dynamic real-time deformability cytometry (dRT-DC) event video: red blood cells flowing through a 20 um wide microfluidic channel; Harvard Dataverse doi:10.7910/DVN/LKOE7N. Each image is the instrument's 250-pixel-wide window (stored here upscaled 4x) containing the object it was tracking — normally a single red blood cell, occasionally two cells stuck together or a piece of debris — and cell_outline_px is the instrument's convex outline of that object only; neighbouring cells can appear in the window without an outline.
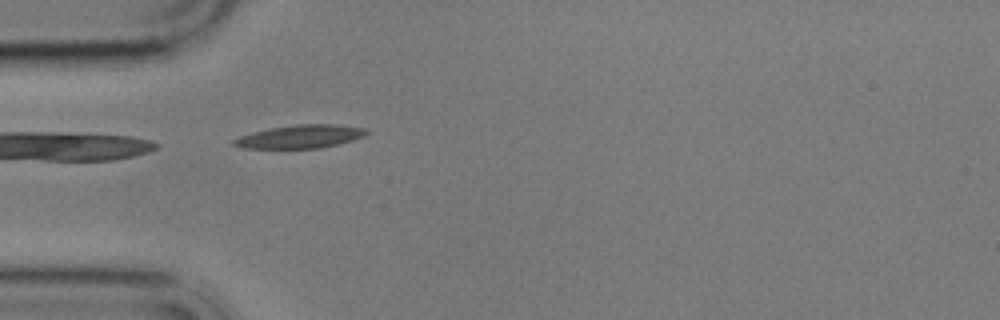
{"species": "common noctule bat (a hibernating species)", "species_latin": "Nyctalus noctula", "temperature_condition": "cold", "stored_images_in_passage": 1, "camera_frame_rate_fps": 3000, "um_per_image_px": 0.085, "animal": {"sex": "male", "body_mass_g": 17.9}, "frame": {"image": 1, "passage_image": 1, "time_ms": 0.0, "image_size_px": [1000, 320], "cell_outline_px": [[368, 132], [364, 136], [352, 140], [320, 148], [240, 148], [232, 144], [232, 140], [240, 136], [272, 128], [296, 124], [336, 124], [364, 128]], "centroid_in_image_um": [25.52, 11.61], "position_along_channel_um": 59.5, "area_um2": 17.69}}